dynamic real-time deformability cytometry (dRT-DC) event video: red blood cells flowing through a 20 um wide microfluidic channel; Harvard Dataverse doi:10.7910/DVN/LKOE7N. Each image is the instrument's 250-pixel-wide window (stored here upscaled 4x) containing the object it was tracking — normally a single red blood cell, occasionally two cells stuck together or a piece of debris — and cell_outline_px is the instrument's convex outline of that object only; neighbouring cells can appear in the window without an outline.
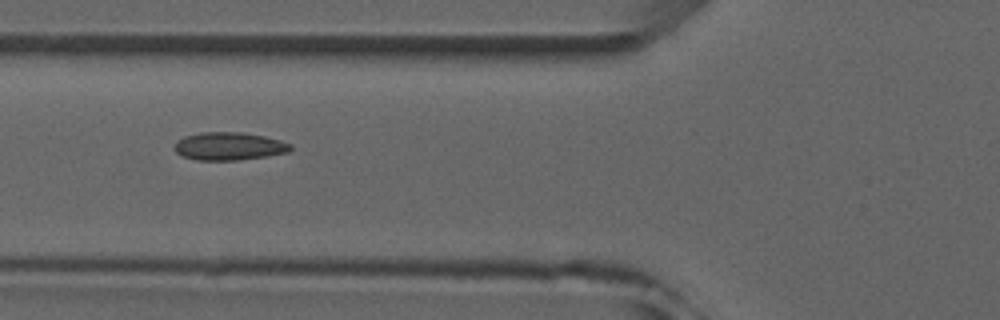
{"species": "common noctule bat (a hibernating species)", "species_latin": "Nyctalus noctula", "temperature_condition": "room temperature", "stored_images_in_passage": 5, "camera_frame_rate_fps": 3000, "um_per_image_px": 0.085, "animal": {"sex": "male", "forearm_length_mm": 52.5}, "frame": {"image": 1, "passage_image": 5, "time_ms": 5.333, "image_size_px": [1000, 320], "cell_outline_px": [[292, 148], [288, 152], [268, 156], [240, 160], [196, 160], [180, 156], [172, 148], [176, 140], [184, 136], [200, 132], [240, 132], [264, 136], [280, 140], [292, 144]], "centroid_in_image_um": [19.42, 12.43], "position_along_channel_um": 106.4, "area_um2": 19.19}}